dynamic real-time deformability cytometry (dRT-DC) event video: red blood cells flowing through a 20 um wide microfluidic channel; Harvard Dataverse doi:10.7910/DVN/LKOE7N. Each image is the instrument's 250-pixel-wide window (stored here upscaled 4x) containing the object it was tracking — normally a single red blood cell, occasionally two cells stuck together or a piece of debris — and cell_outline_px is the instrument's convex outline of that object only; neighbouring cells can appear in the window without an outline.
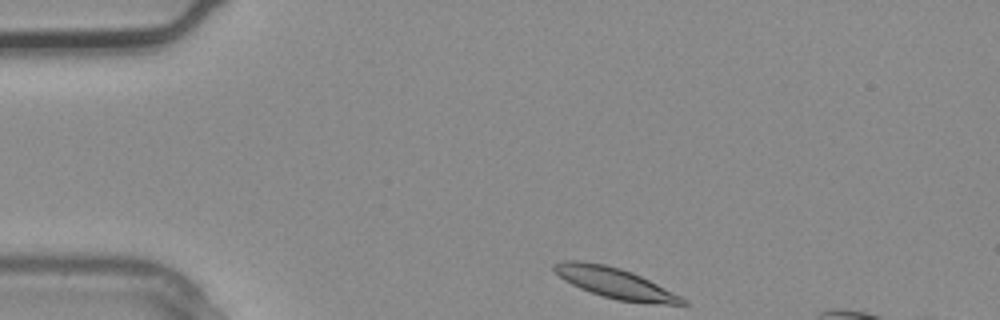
{"species": "common noctule bat (a hibernating species)", "species_latin": "Nyctalus noctula", "temperature_condition": "warm", "stored_images_in_passage": 3, "camera_frame_rate_fps": 3000, "um_per_image_px": 0.085, "animal": {"sex": "male", "body_mass_g": 20.4}, "frame": {"image": 1, "passage_image": 1, "time_ms": 0.0, "image_size_px": [1000, 320], "cell_outline_px": [[688, 304], [652, 304], [616, 300], [580, 288], [564, 280], [552, 268], [552, 264], [560, 260], [580, 260], [604, 264], [620, 268], [632, 272], [688, 300]], "centroid_in_image_um": [52.24, 24.05], "position_along_channel_um": 32.8, "area_um2": 22.66}}